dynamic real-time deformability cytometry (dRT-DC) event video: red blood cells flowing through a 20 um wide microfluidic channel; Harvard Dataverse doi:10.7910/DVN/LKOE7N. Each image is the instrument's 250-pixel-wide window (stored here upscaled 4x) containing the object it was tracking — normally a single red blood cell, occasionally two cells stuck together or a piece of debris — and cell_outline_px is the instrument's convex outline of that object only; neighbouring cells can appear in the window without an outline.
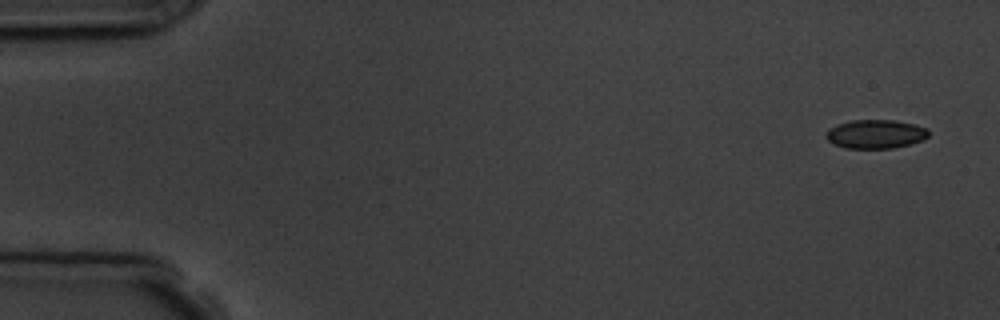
{"species": "common noctule bat (a hibernating species)", "species_latin": "Nyctalus noctula", "temperature_condition": "room temperature", "stored_images_in_passage": 4, "camera_frame_rate_fps": 3000, "um_per_image_px": 0.085, "animal": {"sex": "male", "body_mass_g": 19.5, "forearm_length_mm": 54.6}, "frame": {"image": 1, "passage_image": 1, "time_ms": 0.0, "image_size_px": [1000, 320], "cell_outline_px": [[928, 136], [924, 140], [912, 144], [892, 148], [844, 148], [832, 144], [824, 136], [828, 128], [836, 124], [852, 120], [896, 120], [928, 128]], "centroid_in_image_um": [74.4, 11.4], "position_along_channel_um": 10.6, "area_um2": 17.46}}
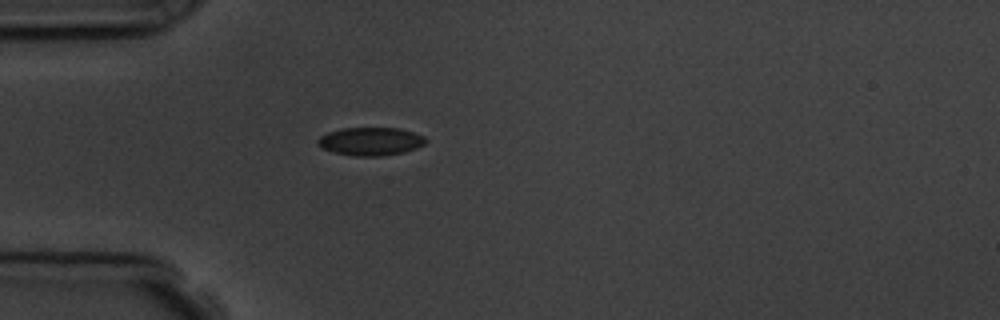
{"frame": {"image": 2, "passage_image": 4, "time_ms": 4.333, "image_size_px": [1000, 320], "cell_outline_px": [[428, 140], [424, 144], [416, 148], [404, 152], [384, 156], [356, 156], [336, 152], [320, 148], [316, 144], [316, 140], [320, 136], [328, 132], [340, 128], [400, 128], [424, 136]], "centroid_in_image_um": [31.48, 12.01], "position_along_channel_um": 53.5, "area_um2": 17.8}}